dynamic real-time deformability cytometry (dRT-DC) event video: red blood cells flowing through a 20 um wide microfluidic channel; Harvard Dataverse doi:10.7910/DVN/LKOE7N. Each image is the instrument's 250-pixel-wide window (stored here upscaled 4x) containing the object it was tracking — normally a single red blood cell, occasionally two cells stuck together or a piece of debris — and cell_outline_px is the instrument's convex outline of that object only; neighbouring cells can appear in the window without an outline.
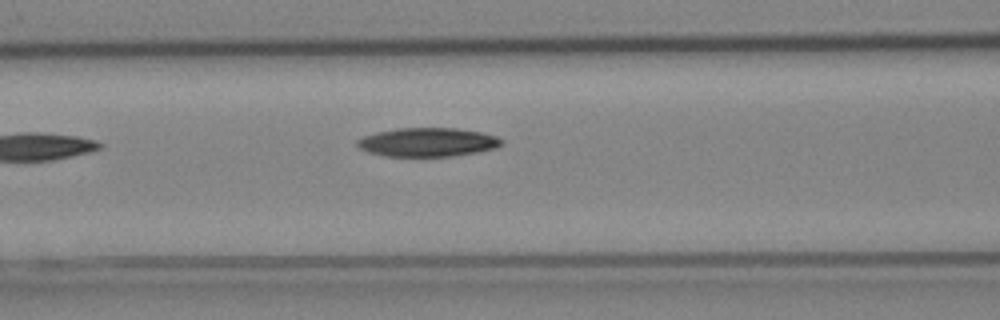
{"species": "Egyptian fruit bat (a non-hibernating species)", "species_latin": "Rousettus aegyptiacus", "temperature_condition": "cold", "stored_images_in_passage": 6, "camera_frame_rate_fps": 3000, "um_per_image_px": 0.085, "animal": {"sex": "female"}, "frame": {"image": 1, "passage_image": 5, "time_ms": 1.333, "image_size_px": [1000, 320], "cell_outline_px": [[504, 144], [496, 148], [476, 152], [452, 156], [384, 156], [368, 152], [360, 148], [356, 144], [356, 140], [364, 136], [376, 132], [396, 128], [456, 128], [480, 132], [496, 136], [504, 140]], "centroid_in_image_um": [36.35, 12.08], "position_along_channel_um": 130.2, "area_um2": 24.28}}